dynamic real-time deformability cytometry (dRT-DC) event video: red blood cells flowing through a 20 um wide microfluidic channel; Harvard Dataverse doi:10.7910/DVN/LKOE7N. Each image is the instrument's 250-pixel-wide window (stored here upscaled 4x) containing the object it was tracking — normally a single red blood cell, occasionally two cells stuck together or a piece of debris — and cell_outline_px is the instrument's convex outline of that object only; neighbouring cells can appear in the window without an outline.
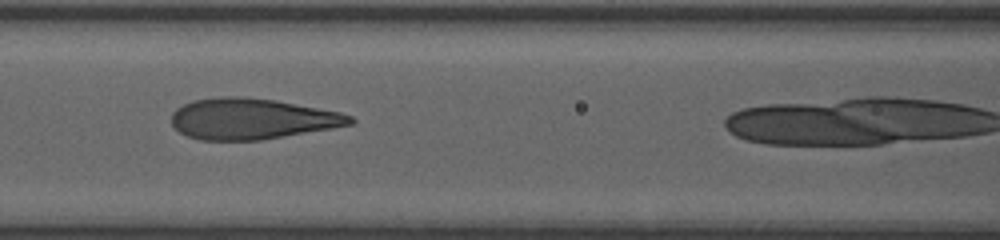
{"species": "human", "species_latin": "Homo sapiens", "temperature_condition": "room temperature", "stored_images_in_passage": 12, "camera_frame_rate_fps": 3000, "um_per_image_px": 0.085, "donor": {"sex": "female"}, "frame": {"image": 1, "passage_image": 8, "time_ms": 2.667, "image_size_px": [1000, 240], "cell_outline_px": [[356, 120], [352, 124], [332, 128], [260, 140], [200, 140], [188, 136], [180, 132], [172, 124], [172, 112], [176, 108], [192, 100], [220, 96], [244, 96], [276, 100], [340, 112], [352, 116]], "centroid_in_image_um": [21.4, 10.09], "position_along_channel_um": 145.2, "area_um2": 42.6}}
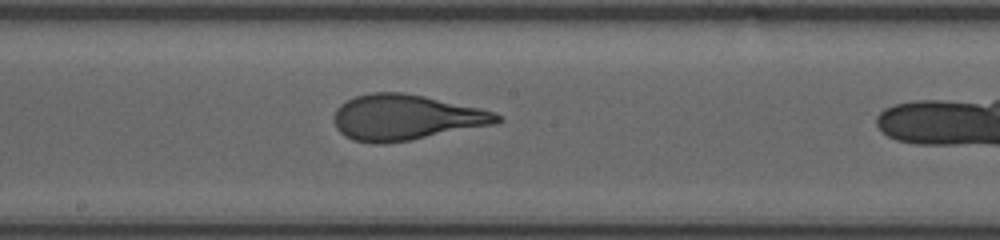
{"frame": {"image": 2, "passage_image": 11, "time_ms": 4.333, "image_size_px": [1000, 240], "cell_outline_px": [[504, 120], [496, 124], [412, 140], [384, 144], [372, 144], [352, 140], [344, 136], [336, 128], [332, 116], [336, 108], [340, 104], [356, 96], [372, 92], [400, 92], [424, 96], [480, 108], [496, 112]], "centroid_in_image_um": [34.48, 9.99], "position_along_channel_um": 213.7, "area_um2": 43.7}}